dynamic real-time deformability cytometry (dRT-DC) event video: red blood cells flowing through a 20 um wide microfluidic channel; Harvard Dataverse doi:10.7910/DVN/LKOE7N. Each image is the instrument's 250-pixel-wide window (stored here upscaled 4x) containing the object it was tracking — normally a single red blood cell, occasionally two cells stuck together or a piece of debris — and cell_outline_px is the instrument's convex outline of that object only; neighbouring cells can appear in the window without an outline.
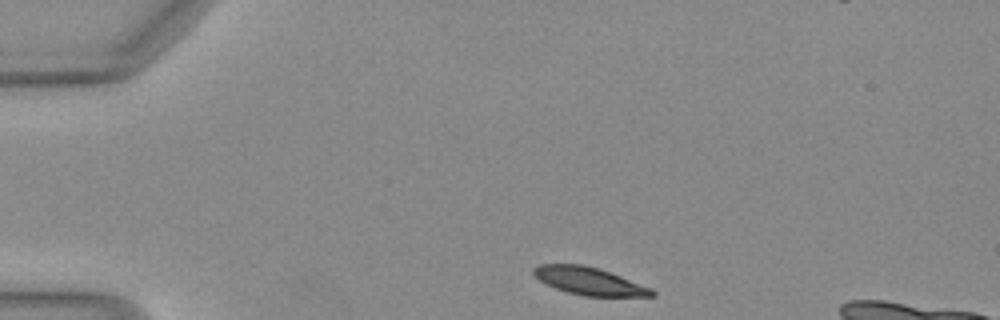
{"species": "Egyptian fruit bat (a non-hibernating species)", "species_latin": "Rousettus aegyptiacus", "temperature_condition": "warm", "stored_images_in_passage": 37, "camera_frame_rate_fps": 3000, "um_per_image_px": 0.085, "animal": {"sex": "female"}, "frame": {"image": 1, "passage_image": 1, "time_ms": 0.0, "image_size_px": [1000, 320], "cell_outline_px": [[656, 296], [584, 296], [568, 292], [556, 288], [540, 280], [532, 272], [532, 268], [540, 264], [584, 264], [600, 268], [652, 288], [656, 292]], "centroid_in_image_um": [50.11, 23.88], "position_along_channel_um": 34.9, "area_um2": 19.02}}
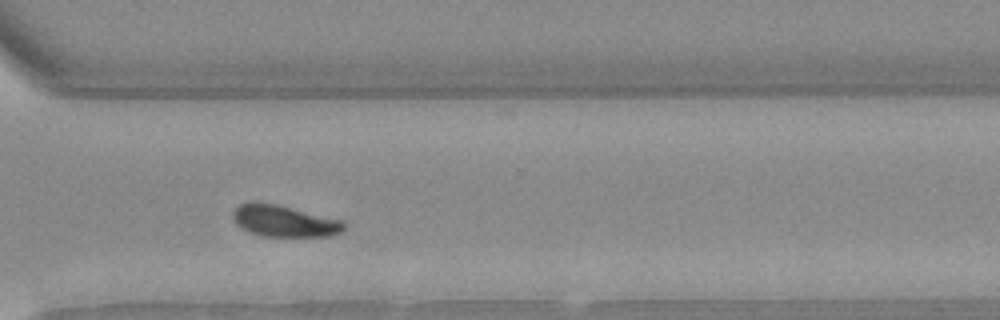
{"frame": {"image": 2, "passage_image": 28, "time_ms": 9.0, "image_size_px": [1000, 320], "cell_outline_px": [[344, 228], [340, 232], [332, 236], [260, 236], [240, 228], [236, 224], [232, 216], [232, 212], [240, 204], [252, 200], [256, 200], [276, 204], [344, 220]], "centroid_in_image_um": [24.12, 18.77], "position_along_channel_um": 346.5, "area_um2": 20.69}}
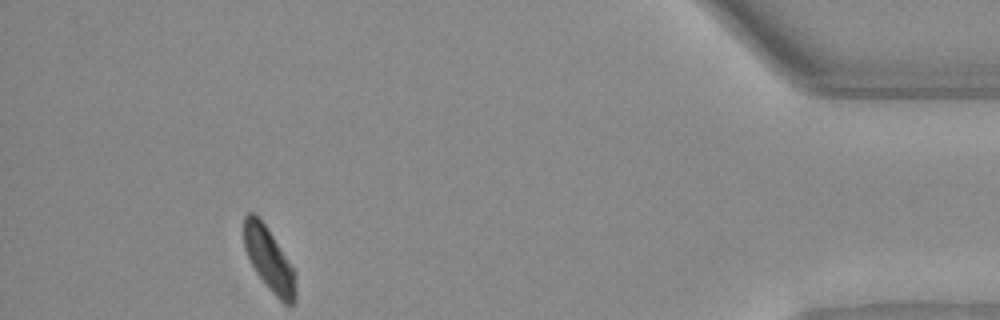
{"frame": {"image": 3, "passage_image": 37, "time_ms": 12.0, "image_size_px": [1000, 320], "cell_outline_px": [[296, 300], [292, 304], [284, 304], [272, 292], [256, 272], [244, 248], [244, 216], [248, 212], [252, 212], [264, 224], [296, 272]], "centroid_in_image_um": [22.89, 22.09], "position_along_channel_um": 412.3, "area_um2": 18.73}, "authors_computed_cell_mechanics": {"area_um2": 20.6346, "velocity_mm_per_s": 4.0665, "shape_relaxation_time_tau1_ms": 4.8222, "shape_relaxation_time_tau2_ms": null, "deformation_change_tau1": 0.1212, "deformation_change_tau2": null}}